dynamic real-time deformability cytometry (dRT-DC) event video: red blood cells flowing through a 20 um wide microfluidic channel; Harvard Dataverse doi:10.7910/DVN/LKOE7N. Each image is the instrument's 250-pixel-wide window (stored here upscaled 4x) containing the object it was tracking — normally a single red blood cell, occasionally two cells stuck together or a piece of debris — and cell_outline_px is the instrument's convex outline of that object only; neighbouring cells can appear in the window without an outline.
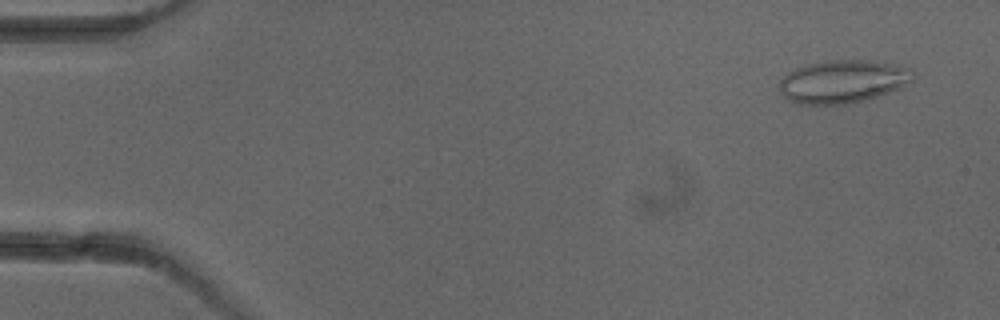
{"species": "common noctule bat (a hibernating species)", "species_latin": "Nyctalus noctula", "temperature_condition": "cold", "stored_images_in_passage": 6, "camera_frame_rate_fps": 3000, "um_per_image_px": 0.085, "animal": {"sex": "female"}, "frame": {"image": 1, "passage_image": 1, "time_ms": 0.0, "image_size_px": [1000, 320], "cell_outline_px": [[916, 72], [912, 80], [900, 88], [864, 100], [844, 104], [796, 104], [784, 96], [780, 88], [780, 80], [788, 72], [804, 64], [832, 60], [868, 60], [900, 64], [912, 68]], "centroid_in_image_um": [71.68, 6.9], "position_along_channel_um": 13.3, "area_um2": 33.58}}